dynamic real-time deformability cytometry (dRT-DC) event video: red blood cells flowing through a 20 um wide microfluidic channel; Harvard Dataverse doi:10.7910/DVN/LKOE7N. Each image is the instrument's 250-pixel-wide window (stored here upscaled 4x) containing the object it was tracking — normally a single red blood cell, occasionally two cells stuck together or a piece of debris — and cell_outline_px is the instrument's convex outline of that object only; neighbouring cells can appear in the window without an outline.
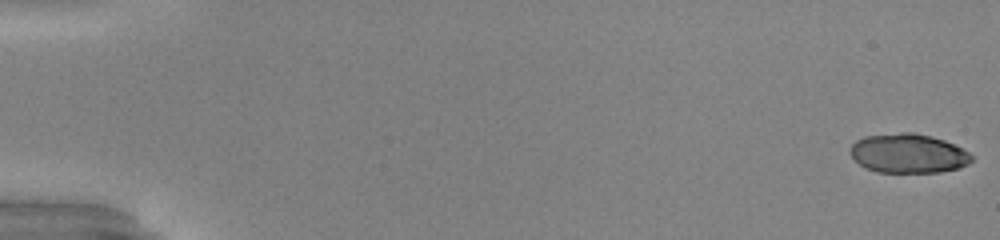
{"species": "common noctule bat (a hibernating species)", "species_latin": "Nyctalus noctula", "temperature_condition": "warm", "stored_images_in_passage": 12, "camera_frame_rate_fps": 3000, "um_per_image_px": 0.085, "animal": {"sex": "male", "body_mass_g": 20.0, "forearm_length_mm": 53.3}, "frame": {"image": 1, "passage_image": 1, "time_ms": 0.0, "image_size_px": [1000, 240], "cell_outline_px": [[972, 160], [968, 164], [960, 168], [940, 172], [876, 172], [864, 168], [848, 152], [848, 148], [856, 140], [864, 136], [900, 132], [912, 132], [932, 136], [944, 140], [968, 152], [972, 156]], "centroid_in_image_um": [77.16, 13.04], "position_along_channel_um": 7.8, "area_um2": 27.92}}